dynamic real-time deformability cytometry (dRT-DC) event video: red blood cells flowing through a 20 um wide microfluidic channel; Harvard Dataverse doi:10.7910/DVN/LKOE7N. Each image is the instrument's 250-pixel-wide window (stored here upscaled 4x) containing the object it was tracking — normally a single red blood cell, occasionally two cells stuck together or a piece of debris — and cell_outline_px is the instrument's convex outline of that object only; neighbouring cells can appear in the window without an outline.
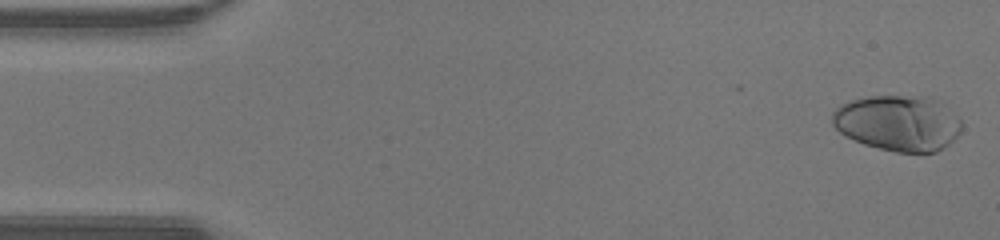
{"species": "human", "species_latin": "Homo sapiens", "temperature_condition": "warm", "stored_images_in_passage": 47, "camera_frame_rate_fps": 3000, "um_per_image_px": 0.085, "donor": {"sex": "male"}, "frame": {"image": 1, "passage_image": 1, "time_ms": 0.0, "image_size_px": [1000, 240], "cell_outline_px": [[960, 132], [944, 148], [936, 152], [896, 152], [864, 144], [844, 136], [832, 124], [832, 112], [840, 104], [852, 100], [868, 96], [924, 96], [932, 100], [956, 116], [960, 120]], "centroid_in_image_um": [76.26, 10.47], "position_along_channel_um": 8.7, "area_um2": 41.44}}
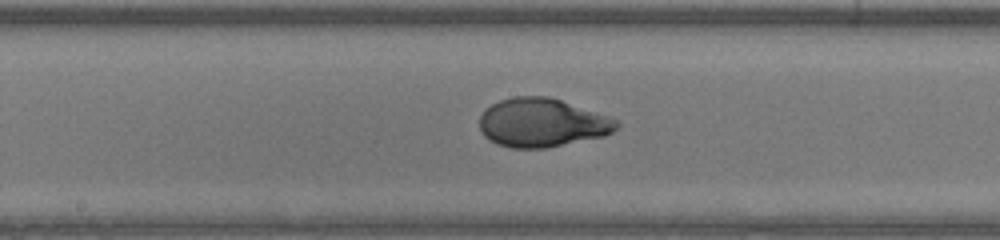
{"frame": {"image": 2, "passage_image": 24, "time_ms": 7.667, "image_size_px": [1000, 240], "cell_outline_px": [[620, 124], [612, 132], [604, 136], [544, 148], [508, 148], [496, 144], [488, 140], [484, 136], [480, 128], [480, 116], [492, 104], [500, 100], [512, 96], [548, 96], [608, 116], [616, 120]], "centroid_in_image_um": [46.04, 10.44], "position_along_channel_um": 202.2, "area_um2": 38.67}}
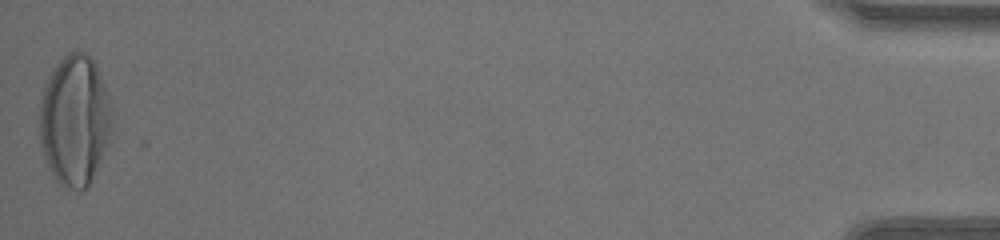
{"frame": {"image": 3, "passage_image": 47, "time_ms": 15.333, "image_size_px": [1000, 240], "cell_outline_px": [[112, 120], [108, 140], [88, 188], [72, 188], [60, 184], [56, 180], [48, 168], [44, 160], [40, 144], [40, 100], [48, 76], [56, 64], [68, 52], [84, 52], [96, 64], [108, 92], [112, 108]], "centroid_in_image_um": [6.34, 10.21], "position_along_channel_um": 428.9, "area_um2": 54.91}, "authors_computed_cell_mechanics": {"area_um2": 38.5526, "velocity_mm_per_s": 4.3444, "shape_relaxation_time_tau1_ms": 8.3484, "shape_relaxation_time_tau2_ms": null, "deformation_change_tau1": 0.3896, "deformation_change_tau2": null}}